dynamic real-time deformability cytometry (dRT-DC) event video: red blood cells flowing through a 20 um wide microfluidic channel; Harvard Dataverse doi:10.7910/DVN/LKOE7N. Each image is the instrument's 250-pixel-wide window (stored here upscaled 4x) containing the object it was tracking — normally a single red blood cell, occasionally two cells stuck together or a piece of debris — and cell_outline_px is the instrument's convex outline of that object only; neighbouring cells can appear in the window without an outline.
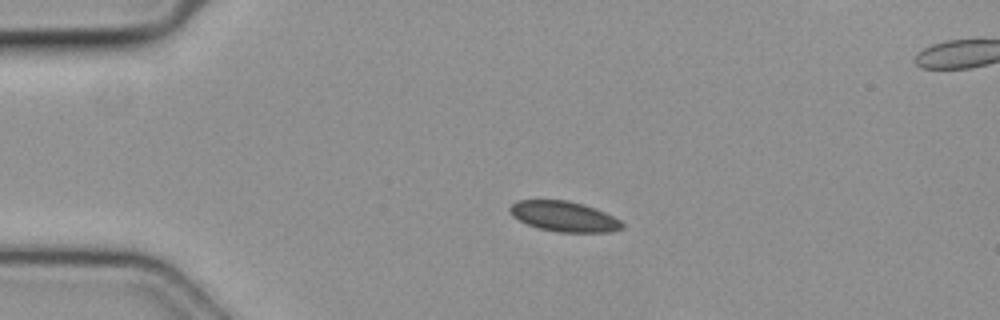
{"species": "common noctule bat (a hibernating species)", "species_latin": "Nyctalus noctula", "temperature_condition": "cold", "stored_images_in_passage": 18, "camera_frame_rate_fps": 3000, "um_per_image_px": 0.085, "animal": {"sex": "female", "body_mass_g": 19.3, "forearm_length_mm": 54.1}, "frame": {"image": 1, "passage_image": 11, "time_ms": 3.333, "image_size_px": [1000, 320], "cell_outline_px": [[624, 228], [612, 232], [560, 232], [540, 228], [528, 224], [512, 216], [508, 208], [516, 200], [568, 200], [584, 204], [596, 208], [620, 220], [624, 224]], "centroid_in_image_um": [47.96, 18.39], "position_along_channel_um": 37.0, "area_um2": 19.83}}